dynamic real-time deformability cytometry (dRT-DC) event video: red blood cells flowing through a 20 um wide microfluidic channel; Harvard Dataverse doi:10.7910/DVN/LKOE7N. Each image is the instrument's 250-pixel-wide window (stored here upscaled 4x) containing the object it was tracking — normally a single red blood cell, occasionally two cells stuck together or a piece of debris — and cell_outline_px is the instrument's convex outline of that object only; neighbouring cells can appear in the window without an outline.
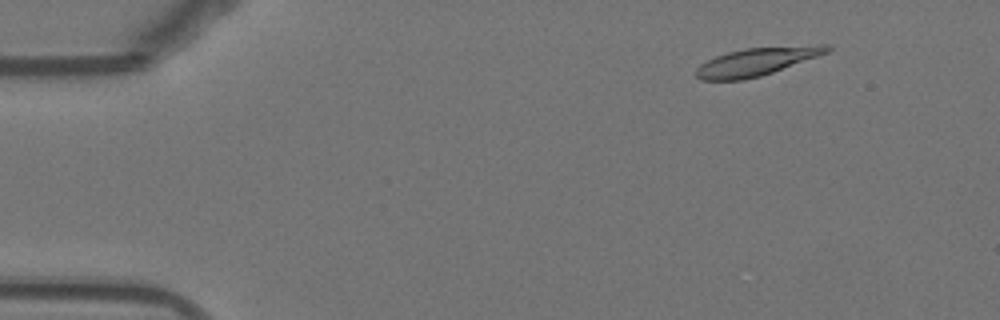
{"species": "Egyptian fruit bat (a non-hibernating species)", "species_latin": "Rousettus aegyptiacus", "temperature_condition": "warm", "stored_images_in_passage": 55, "camera_frame_rate_fps": 3000, "um_per_image_px": 0.085, "animal": {"sex": "female"}, "frame": {"image": 1, "passage_image": 7, "time_ms": 2.0, "image_size_px": [1000, 320], "cell_outline_px": [[832, 48], [828, 52], [772, 72], [760, 76], [744, 80], [700, 80], [696, 76], [696, 68], [700, 64], [716, 56], [728, 52], [744, 48], [816, 44], [828, 44]], "centroid_in_image_um": [64.31, 5.22], "position_along_channel_um": 20.7, "area_um2": 21.27}}
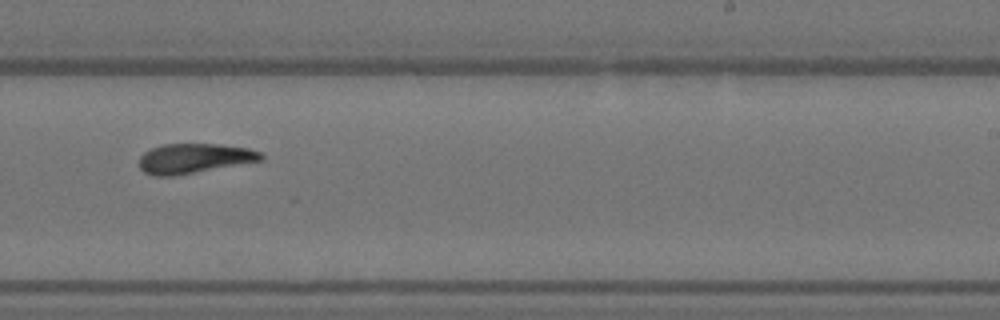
{"frame": {"image": 2, "passage_image": 34, "time_ms": 11.0, "image_size_px": [1000, 320], "cell_outline_px": [[264, 160], [172, 176], [152, 176], [144, 172], [140, 168], [140, 156], [144, 152], [160, 144], [220, 144], [248, 148], [260, 152], [264, 156]], "centroid_in_image_um": [16.49, 13.46], "position_along_channel_um": 272.5, "area_um2": 21.1}}
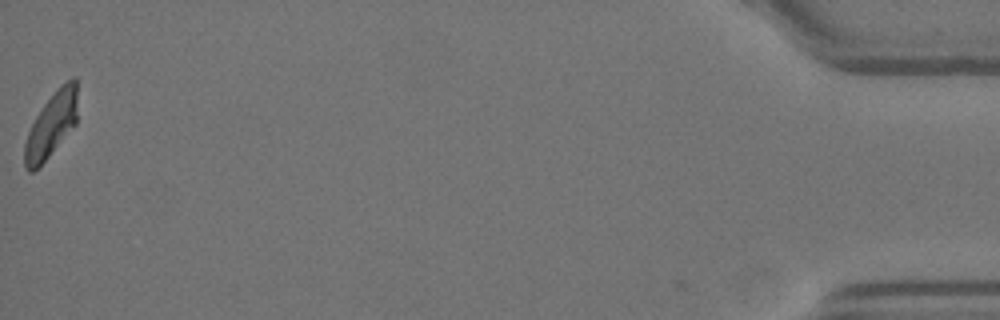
{"frame": {"image": 3, "passage_image": 54, "time_ms": 17.667, "image_size_px": [1000, 320], "cell_outline_px": [[76, 124], [48, 156], [32, 172], [28, 172], [24, 168], [24, 144], [28, 132], [36, 116], [44, 104], [60, 84], [72, 76], [76, 76]], "centroid_in_image_um": [4.35, 10.59], "position_along_channel_um": 430.8, "area_um2": 19.65}, "authors_computed_cell_mechanics": {"area_um2": 21.386, "velocity_mm_per_s": 3.814, "shape_relaxation_time_tau1_ms": null, "shape_relaxation_time_tau2_ms": 5.2244, "deformation_change_tau1": null, "deformation_change_tau2": 0.1483}}